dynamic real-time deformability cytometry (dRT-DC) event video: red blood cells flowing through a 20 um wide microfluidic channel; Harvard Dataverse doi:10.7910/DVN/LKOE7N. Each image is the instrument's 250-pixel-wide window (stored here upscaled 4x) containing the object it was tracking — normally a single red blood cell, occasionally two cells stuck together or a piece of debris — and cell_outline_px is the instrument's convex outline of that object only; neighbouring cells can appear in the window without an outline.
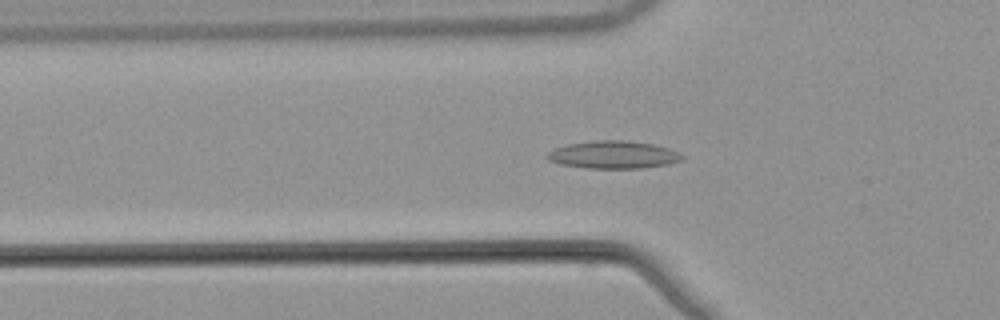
{"species": "common noctule bat (a hibernating species)", "species_latin": "Nyctalus noctula", "temperature_condition": "warm", "stored_images_in_passage": 52, "camera_frame_rate_fps": 3000, "um_per_image_px": 0.085, "animal": {"sex": "male", "body_mass_g": 21.5, "forearm_length_mm": 52.0}, "frame": {"image": 1, "passage_image": 17, "time_ms": 5.333, "image_size_px": [1000, 320], "cell_outline_px": [[684, 160], [668, 164], [644, 168], [588, 168], [560, 164], [548, 160], [544, 156], [552, 148], [568, 144], [596, 140], [628, 140], [652, 144], [668, 148], [684, 156]], "centroid_in_image_um": [52.11, 13.15], "position_along_channel_um": 73.7, "area_um2": 21.85}}
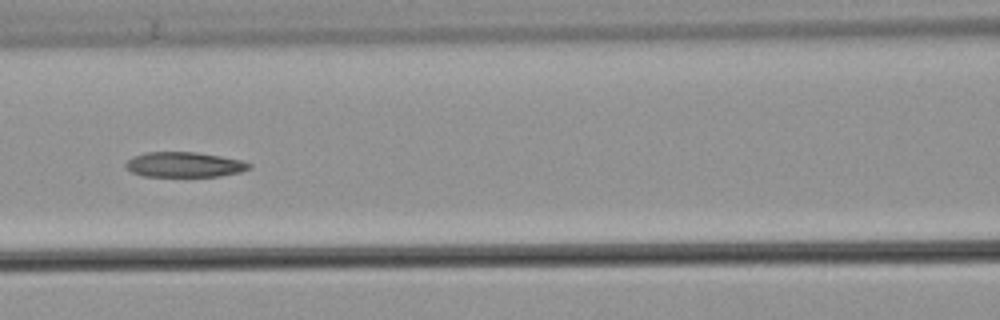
{"frame": {"image": 2, "passage_image": 23, "time_ms": 7.333, "image_size_px": [1000, 320], "cell_outline_px": [[252, 168], [240, 172], [220, 176], [144, 176], [132, 172], [124, 168], [124, 164], [132, 156], [144, 152], [196, 152], [220, 156], [240, 160], [252, 164]], "centroid_in_image_um": [15.64, 13.99], "position_along_channel_um": 151.0, "area_um2": 18.15}}
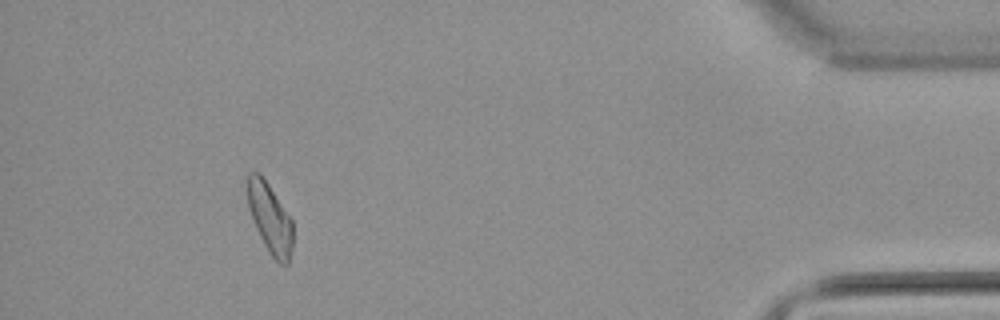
{"frame": {"image": 3, "passage_image": 48, "time_ms": 15.667, "image_size_px": [1000, 320], "cell_outline_px": [[292, 248], [288, 264], [280, 264], [268, 252], [256, 228], [248, 208], [248, 172], [260, 172], [292, 220]], "centroid_in_image_um": [22.94, 18.56], "position_along_channel_um": 412.3, "area_um2": 18.21}, "authors_computed_cell_mechanics": {"area_um2": 19.3052, "velocity_mm_per_s": 3.8554, "shape_relaxation_time_tau1_ms": null, "shape_relaxation_time_tau2_ms": 5.582, "deformation_change_tau1": null, "deformation_change_tau2": 0.1443}}